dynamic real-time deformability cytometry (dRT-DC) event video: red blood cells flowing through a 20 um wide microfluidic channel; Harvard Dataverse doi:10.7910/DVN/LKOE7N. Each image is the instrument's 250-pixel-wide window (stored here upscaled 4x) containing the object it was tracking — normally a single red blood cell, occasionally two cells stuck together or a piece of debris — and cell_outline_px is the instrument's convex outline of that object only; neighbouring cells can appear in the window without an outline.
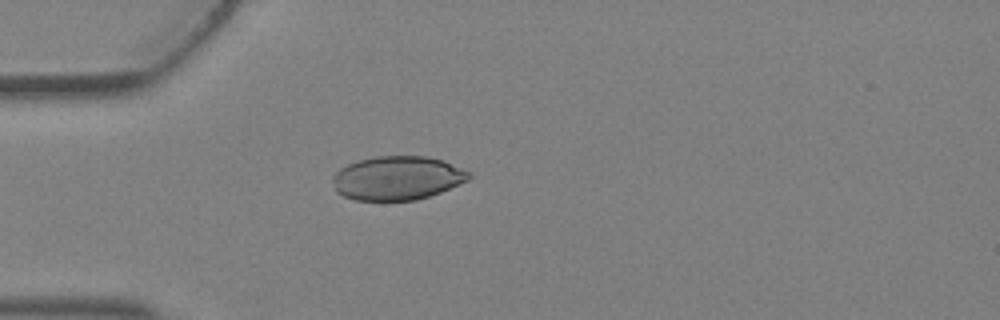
{"species": "Egyptian fruit bat (a non-hibernating species)", "species_latin": "Rousettus aegyptiacus", "temperature_condition": "warm", "stored_images_in_passage": 5, "camera_frame_rate_fps": 3000, "um_per_image_px": 0.085, "animal": {"sex": "female"}, "frame": {"image": 1, "passage_image": 5, "time_ms": 1.333, "image_size_px": [1000, 320], "cell_outline_px": [[472, 176], [468, 180], [440, 192], [416, 200], [356, 200], [344, 196], [336, 192], [332, 180], [332, 176], [340, 168], [348, 164], [360, 160], [376, 156], [424, 156], [444, 160], [472, 172]], "centroid_in_image_um": [33.78, 15.13], "position_along_channel_um": 51.2, "area_um2": 34.85}}